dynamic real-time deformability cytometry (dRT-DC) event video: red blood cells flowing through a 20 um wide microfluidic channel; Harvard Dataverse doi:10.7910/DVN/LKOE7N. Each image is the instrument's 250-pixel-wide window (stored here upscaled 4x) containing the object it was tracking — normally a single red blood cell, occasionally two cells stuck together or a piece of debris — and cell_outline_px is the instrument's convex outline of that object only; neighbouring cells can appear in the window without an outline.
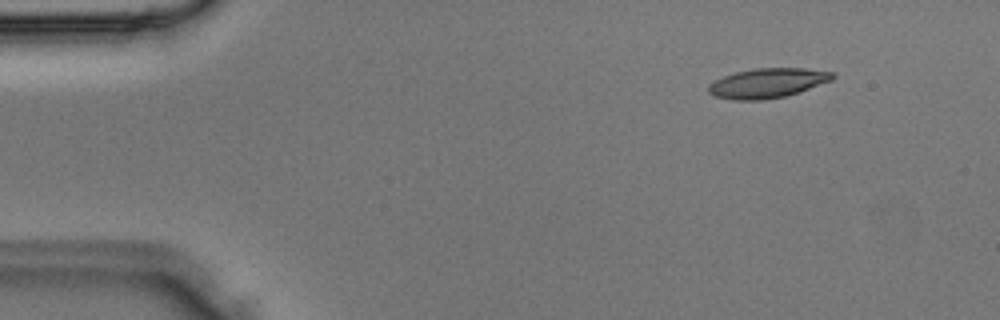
{"species": "Egyptian fruit bat (a non-hibernating species)", "species_latin": "Rousettus aegyptiacus", "temperature_condition": "room temperature", "stored_images_in_passage": 4, "camera_frame_rate_fps": 3000, "um_per_image_px": 0.085, "animal": {"sex": "male"}, "frame": {"image": 1, "passage_image": 2, "time_ms": 0.333, "image_size_px": [1000, 320], "cell_outline_px": [[836, 76], [832, 80], [800, 92], [784, 96], [764, 100], [732, 100], [716, 96], [708, 92], [708, 84], [724, 76], [736, 72], [756, 68], [804, 68], [832, 72]], "centroid_in_image_um": [65.25, 7.06], "position_along_channel_um": 19.8, "area_um2": 21.39}}
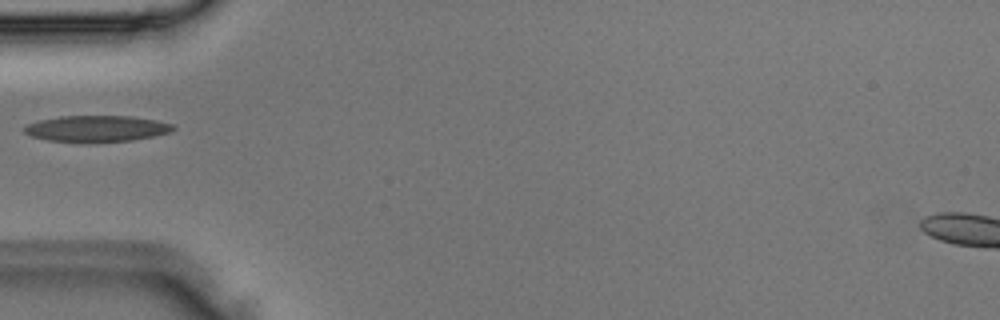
{"frame": {"image": 2, "passage_image": 4, "time_ms": 1.0, "image_size_px": [1000, 320], "cell_outline_px": [[176, 128], [172, 132], [156, 136], [132, 140], [88, 144], [84, 144], [48, 140], [32, 136], [24, 132], [24, 128], [28, 124], [40, 120], [60, 116], [132, 116], [156, 120], [176, 124]], "centroid_in_image_um": [8.28, 10.96], "position_along_channel_um": 76.7, "area_um2": 23.41}}